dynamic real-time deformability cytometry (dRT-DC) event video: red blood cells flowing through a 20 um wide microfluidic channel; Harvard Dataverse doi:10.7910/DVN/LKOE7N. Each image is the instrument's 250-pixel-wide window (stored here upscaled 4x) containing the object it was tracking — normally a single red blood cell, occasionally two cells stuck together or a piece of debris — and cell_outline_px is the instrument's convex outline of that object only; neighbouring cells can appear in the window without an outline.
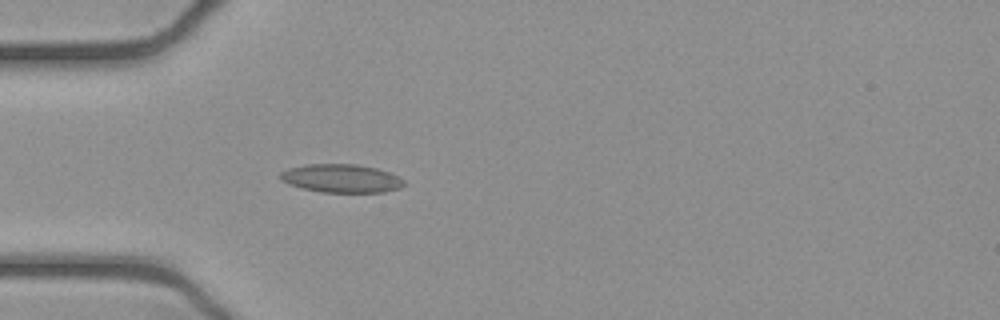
{"species": "common noctule bat (a hibernating species)", "species_latin": "Nyctalus noctula", "temperature_condition": "cold", "stored_images_in_passage": 38, "camera_frame_rate_fps": 3000, "um_per_image_px": 0.085, "animal": {"sex": "female", "body_mass_g": 21.9}, "frame": {"image": 1, "passage_image": 1, "time_ms": 0.0, "image_size_px": [1000, 320], "cell_outline_px": [[408, 184], [400, 188], [384, 192], [320, 192], [300, 188], [288, 184], [280, 180], [280, 172], [288, 168], [304, 164], [356, 164], [376, 168], [388, 172], [404, 180]], "centroid_in_image_um": [28.99, 15.16], "position_along_channel_um": 56.0, "area_um2": 20.63}}
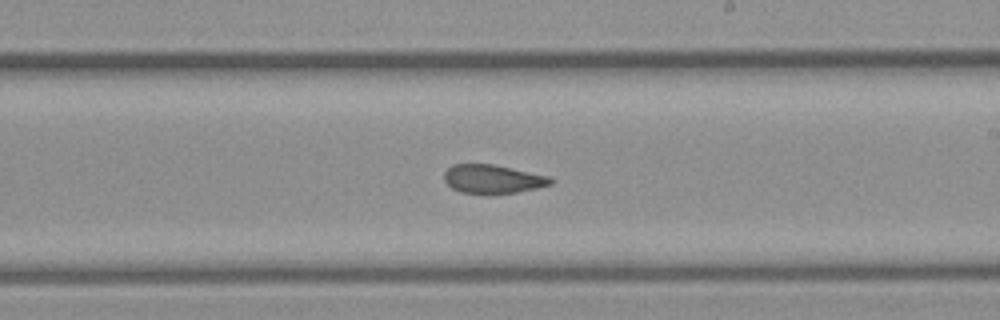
{"frame": {"image": 2, "passage_image": 16, "time_ms": 5.0, "image_size_px": [1000, 320], "cell_outline_px": [[556, 180], [552, 184], [536, 188], [516, 192], [460, 192], [452, 188], [444, 180], [444, 172], [452, 164], [492, 164], [552, 176]], "centroid_in_image_um": [41.93, 15.19], "position_along_channel_um": 247.1, "area_um2": 17.57}}
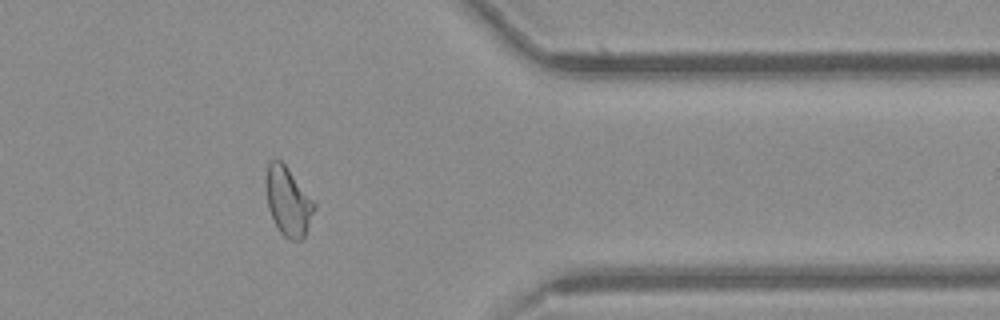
{"frame": {"image": 3, "passage_image": 28, "time_ms": 9.0, "image_size_px": [1000, 320], "cell_outline_px": [[316, 208], [304, 240], [292, 240], [284, 236], [280, 232], [268, 208], [264, 180], [268, 164], [276, 156], [284, 164], [316, 204]], "centroid_in_image_um": [24.48, 17.12], "position_along_channel_um": 386.9, "area_um2": 19.42}, "authors_computed_cell_mechanics": {"area_um2": 19.2763, "velocity_mm_per_s": 3.9229, "shape_relaxation_time_tau1_ms": null, "shape_relaxation_time_tau2_ms": 1.8581, "deformation_change_tau1": null, "deformation_change_tau2": 0.0857}}